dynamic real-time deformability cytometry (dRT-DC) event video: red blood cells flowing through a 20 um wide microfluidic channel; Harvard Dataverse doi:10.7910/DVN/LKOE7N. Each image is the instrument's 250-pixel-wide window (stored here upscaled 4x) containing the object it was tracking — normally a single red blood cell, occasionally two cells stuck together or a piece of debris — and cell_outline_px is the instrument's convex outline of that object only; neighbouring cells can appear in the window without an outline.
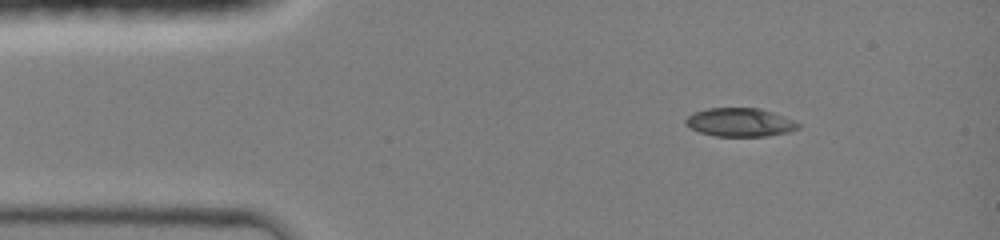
{"species": "common noctule bat (a hibernating species)", "species_latin": "Nyctalus noctula", "temperature_condition": "room temperature", "stored_images_in_passage": 46, "camera_frame_rate_fps": 3000, "um_per_image_px": 0.085, "animal": {"sex": "female", "body_mass_g": 19.0, "forearm_length_mm": 51.5}, "frame": {"image": 1, "passage_image": 1, "time_ms": 0.0, "image_size_px": [1000, 240], "cell_outline_px": [[800, 128], [788, 132], [768, 136], [712, 136], [700, 132], [684, 124], [684, 120], [688, 116], [696, 112], [708, 108], [760, 108], [784, 116], [800, 124]], "centroid_in_image_um": [62.9, 10.4], "position_along_channel_um": 22.1, "area_um2": 18.67}}
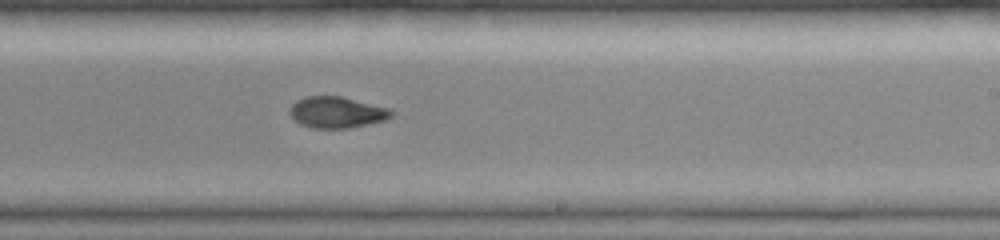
{"frame": {"image": 2, "passage_image": 25, "time_ms": 7.0, "image_size_px": [1000, 240], "cell_outline_px": [[396, 112], [388, 120], [348, 128], [312, 128], [300, 124], [288, 112], [292, 104], [296, 100], [304, 96], [340, 96], [392, 108]], "centroid_in_image_um": [28.68, 9.54], "position_along_channel_um": 260.3, "area_um2": 18.79}}
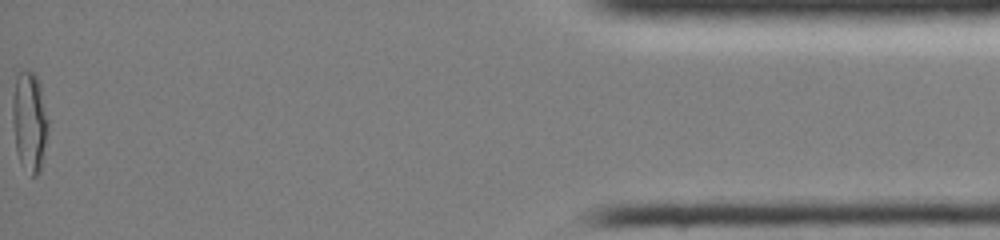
{"frame": {"image": 3, "passage_image": 46, "time_ms": 13.0, "image_size_px": [1000, 240], "cell_outline_px": [[48, 128], [40, 172], [36, 176], [32, 176], [20, 164], [16, 152], [12, 120], [12, 100], [16, 76], [20, 68], [28, 68], [36, 72], [40, 84], [48, 120]], "centroid_in_image_um": [2.49, 10.26], "position_along_channel_um": 432.7, "area_um2": 21.27}, "authors_computed_cell_mechanics": {"area_um2": 18.9873, "velocity_mm_per_s": 4.2691, "shape_relaxation_time_tau1_ms": 5.8154, "shape_relaxation_time_tau2_ms": 4.1431, "deformation_change_tau1": 0.2226, "deformation_change_tau2": 0.0863}}